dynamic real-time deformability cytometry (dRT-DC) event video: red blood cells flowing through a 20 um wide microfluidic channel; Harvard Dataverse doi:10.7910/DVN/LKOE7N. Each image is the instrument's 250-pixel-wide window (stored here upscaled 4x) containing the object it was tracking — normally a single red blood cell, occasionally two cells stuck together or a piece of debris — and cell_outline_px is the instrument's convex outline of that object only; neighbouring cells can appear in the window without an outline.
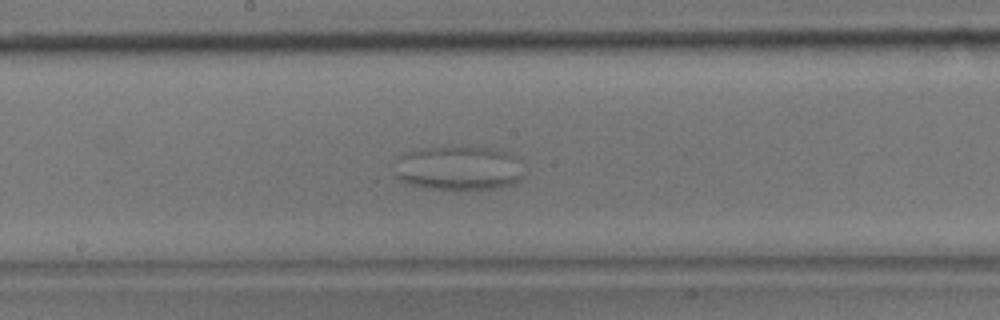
{"species": "common noctule bat (a hibernating species)", "species_latin": "Nyctalus noctula", "temperature_condition": "room temperature", "stored_images_in_passage": 48, "camera_frame_rate_fps": 3000, "um_per_image_px": 0.085, "animal": {"sex": "male", "body_mass_g": 17.9}, "frame": {"image": 1, "passage_image": 25, "time_ms": 8.0, "image_size_px": [1000, 320], "cell_outline_px": [[524, 176], [520, 180], [512, 184], [500, 188], [432, 188], [408, 184], [400, 180], [396, 176], [396, 160], [400, 156], [408, 152], [424, 148], [452, 144], [492, 148], [504, 152], [512, 156]], "centroid_in_image_um": [38.93, 14.25], "position_along_channel_um": 209.3, "area_um2": 33.23}}